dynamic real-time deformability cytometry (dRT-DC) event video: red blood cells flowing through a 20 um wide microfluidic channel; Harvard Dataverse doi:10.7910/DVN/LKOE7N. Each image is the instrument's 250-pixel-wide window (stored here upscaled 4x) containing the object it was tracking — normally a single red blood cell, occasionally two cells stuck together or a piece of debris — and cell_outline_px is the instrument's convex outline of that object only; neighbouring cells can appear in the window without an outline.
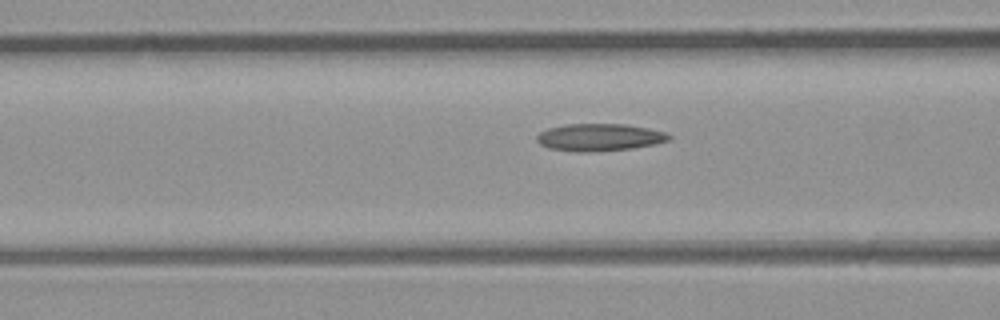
{"species": "common noctule bat (a hibernating species)", "species_latin": "Nyctalus noctula", "temperature_condition": "room temperature", "stored_images_in_passage": 26, "camera_frame_rate_fps": 3000, "um_per_image_px": 0.085, "animal": {"sex": "male", "body_mass_g": 23.1, "forearm_length_mm": 52.7}, "frame": {"image": 1, "passage_image": 8, "time_ms": 2.333, "image_size_px": [1000, 320], "cell_outline_px": [[672, 136], [668, 140], [652, 144], [632, 148], [588, 152], [576, 152], [548, 148], [540, 144], [536, 140], [536, 136], [540, 132], [548, 128], [564, 124], [624, 124], [648, 128], [668, 132]], "centroid_in_image_um": [50.92, 11.66], "position_along_channel_um": 115.7, "area_um2": 21.04}}